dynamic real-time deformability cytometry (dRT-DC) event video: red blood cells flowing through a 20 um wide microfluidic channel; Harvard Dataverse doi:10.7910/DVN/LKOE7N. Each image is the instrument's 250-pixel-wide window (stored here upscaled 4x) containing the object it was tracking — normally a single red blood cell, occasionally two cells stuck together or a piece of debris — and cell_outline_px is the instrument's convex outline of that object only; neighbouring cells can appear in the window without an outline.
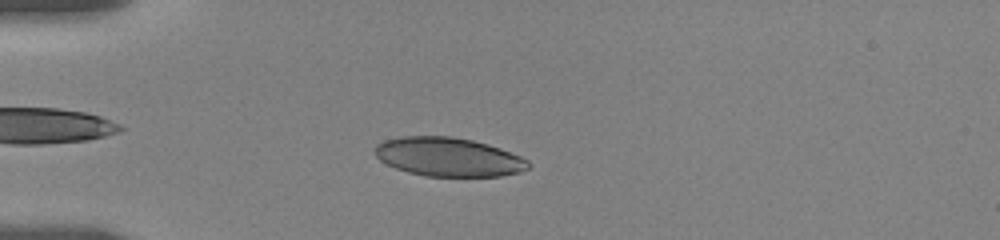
{"species": "human", "species_latin": "Homo sapiens", "temperature_condition": "room temperature", "stored_images_in_passage": 12, "camera_frame_rate_fps": 3000, "um_per_image_px": 0.085, "donor": {"sex": "female"}, "frame": {"image": 1, "passage_image": 7, "time_ms": 2.667, "image_size_px": [1000, 240], "cell_outline_px": [[532, 164], [528, 168], [520, 172], [500, 176], [424, 176], [408, 172], [396, 168], [380, 160], [372, 152], [376, 144], [384, 140], [404, 136], [452, 136], [472, 140], [488, 144], [500, 148], [520, 156], [528, 160]], "centroid_in_image_um": [38.11, 13.34], "position_along_channel_um": 46.9, "area_um2": 34.85}}
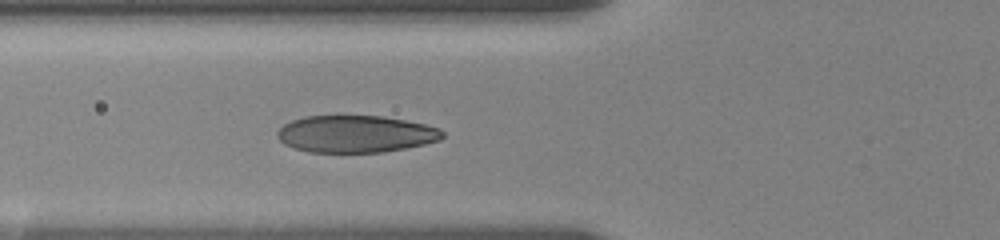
{"frame": {"image": 2, "passage_image": 12, "time_ms": 4.667, "image_size_px": [1000, 240], "cell_outline_px": [[444, 136], [440, 140], [424, 144], [404, 148], [380, 152], [308, 152], [284, 144], [276, 136], [276, 132], [284, 124], [292, 120], [304, 116], [380, 116], [404, 120], [424, 124], [440, 128], [444, 132]], "centroid_in_image_um": [30.22, 11.38], "position_along_channel_um": 95.6, "area_um2": 35.55}}